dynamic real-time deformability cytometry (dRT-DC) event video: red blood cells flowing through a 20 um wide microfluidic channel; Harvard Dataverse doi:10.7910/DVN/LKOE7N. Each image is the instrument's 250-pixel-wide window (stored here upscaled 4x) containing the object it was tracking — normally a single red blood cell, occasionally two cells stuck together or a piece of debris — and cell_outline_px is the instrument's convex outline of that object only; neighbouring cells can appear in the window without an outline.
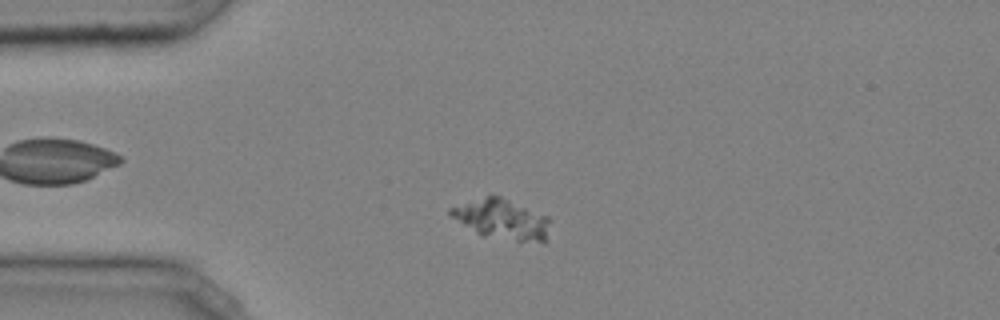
{"species": "common noctule bat (a hibernating species)", "species_latin": "Nyctalus noctula", "temperature_condition": "cold", "stored_images_in_passage": 38, "camera_frame_rate_fps": 3000, "um_per_image_px": 0.085, "animal": {"sex": "male", "body_mass_g": 20.4}, "frame": {"image": 1, "passage_image": 2, "time_ms": 0.333, "image_size_px": [1000, 320], "cell_outline_px": [[548, 220], [544, 240], [516, 240], [480, 236], [452, 216], [448, 212], [448, 208], [488, 196], [500, 196], [548, 216]], "centroid_in_image_um": [42.6, 18.62], "position_along_channel_um": 42.4, "area_um2": 22.2}}
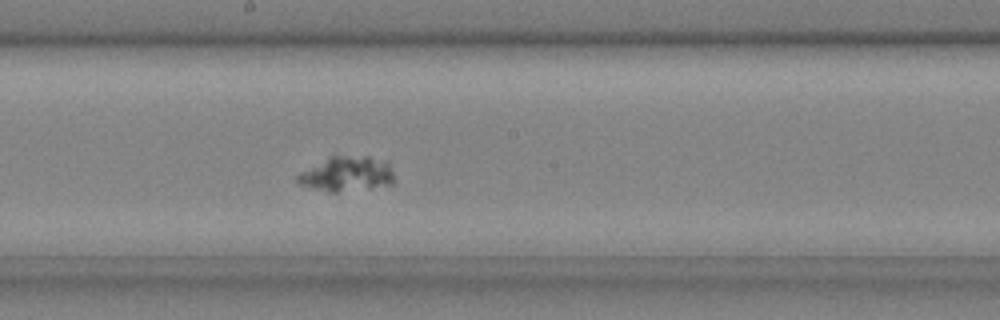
{"frame": {"image": 2, "passage_image": 17, "time_ms": 5.333, "image_size_px": [1000, 320], "cell_outline_px": [[396, 180], [392, 184], [336, 192], [328, 192], [312, 188], [300, 184], [296, 180], [296, 176], [300, 172], [332, 156], [368, 156], [388, 164]], "centroid_in_image_um": [29.46, 14.8], "position_along_channel_um": 218.7, "area_um2": 19.19}}
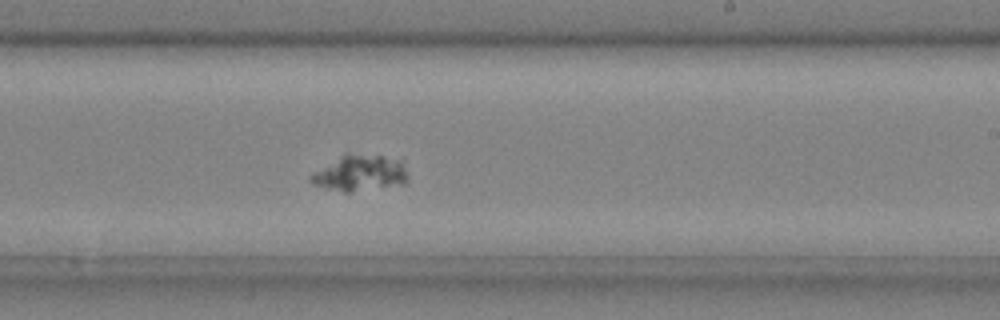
{"frame": {"image": 3, "passage_image": 20, "time_ms": 6.333, "image_size_px": [1000, 320], "cell_outline_px": [[408, 184], [348, 192], [344, 192], [312, 184], [308, 180], [308, 176], [340, 156], [348, 152], [380, 156], [400, 160], [408, 176]], "centroid_in_image_um": [30.6, 14.72], "position_along_channel_um": 258.4, "area_um2": 20.35}}